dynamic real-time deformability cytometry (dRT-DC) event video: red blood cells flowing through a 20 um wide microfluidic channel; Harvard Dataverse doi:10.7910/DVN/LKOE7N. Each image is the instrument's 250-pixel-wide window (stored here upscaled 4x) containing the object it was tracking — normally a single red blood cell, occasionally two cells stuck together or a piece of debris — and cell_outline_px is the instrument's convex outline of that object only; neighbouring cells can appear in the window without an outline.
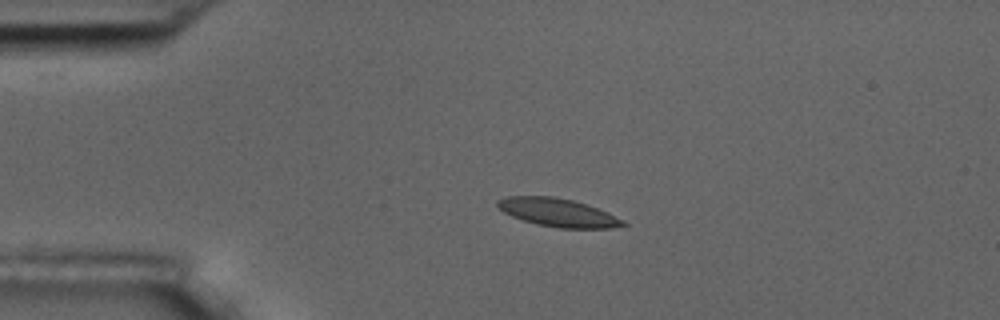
{"species": "common noctule bat (a hibernating species)", "species_latin": "Nyctalus noctula", "temperature_condition": "room temperature", "stored_images_in_passage": 4, "camera_frame_rate_fps": 3000, "um_per_image_px": 0.085, "animal": {"sex": "male", "body_mass_g": 17.5, "forearm_length_mm": 52.3}, "frame": {"image": 1, "passage_image": 3, "time_ms": 2.333, "image_size_px": [1000, 320], "cell_outline_px": [[628, 224], [612, 228], [560, 228], [536, 224], [512, 216], [504, 212], [496, 204], [496, 200], [508, 196], [556, 196], [572, 200], [608, 212], [624, 220]], "centroid_in_image_um": [47.43, 18.06], "position_along_channel_um": 37.6, "area_um2": 20.52}}